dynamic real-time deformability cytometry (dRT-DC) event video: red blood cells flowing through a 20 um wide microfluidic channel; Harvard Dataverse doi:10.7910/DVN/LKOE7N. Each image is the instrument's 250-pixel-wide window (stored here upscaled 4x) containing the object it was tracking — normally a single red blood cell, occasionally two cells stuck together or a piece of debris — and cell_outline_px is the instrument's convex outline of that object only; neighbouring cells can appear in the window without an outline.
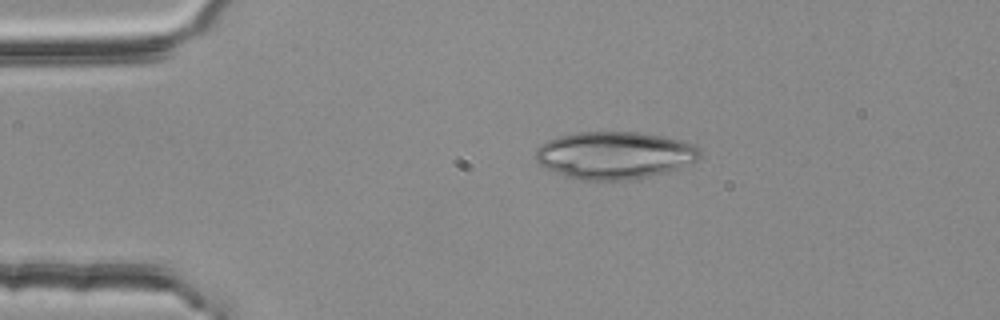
{"species": "common noctule bat (a hibernating species)", "species_latin": "Nyctalus noctula", "temperature_condition": "room temperature", "stored_images_in_passage": 2, "camera_frame_rate_fps": 3000, "um_per_image_px": 0.085, "animal": {"sex": "female", "body_mass_g": 25.1}, "frame": {"image": 1, "passage_image": 1, "time_ms": 0.0, "image_size_px": [1000, 320], "cell_outline_px": [[700, 156], [692, 164], [676, 172], [632, 180], [572, 180], [540, 164], [536, 160], [536, 148], [540, 144], [556, 136], [576, 132], [640, 132], [664, 136], [692, 144], [700, 148]], "centroid_in_image_um": [52.28, 13.21], "position_along_channel_um": 32.7, "area_um2": 46.3}}